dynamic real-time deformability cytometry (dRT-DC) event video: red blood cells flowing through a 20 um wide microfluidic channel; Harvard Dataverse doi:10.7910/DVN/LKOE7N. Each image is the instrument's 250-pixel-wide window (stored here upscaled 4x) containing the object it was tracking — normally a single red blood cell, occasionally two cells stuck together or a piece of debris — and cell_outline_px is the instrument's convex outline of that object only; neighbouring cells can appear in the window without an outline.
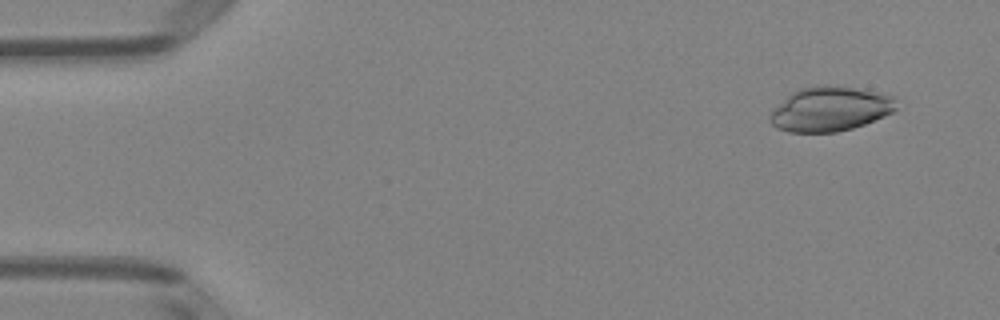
{"species": "Egyptian fruit bat (a non-hibernating species)", "species_latin": "Rousettus aegyptiacus", "temperature_condition": "room temperature", "stored_images_in_passage": 51, "camera_frame_rate_fps": 3000, "um_per_image_px": 0.085, "animal": {"sex": "female"}, "frame": {"image": 1, "passage_image": 4, "time_ms": 1.0, "image_size_px": [1000, 320], "cell_outline_px": [[896, 108], [892, 112], [884, 116], [864, 124], [852, 128], [836, 132], [788, 132], [776, 128], [768, 120], [768, 116], [772, 108], [792, 92], [800, 88], [828, 84], [856, 88], [896, 96]], "centroid_in_image_um": [70.52, 9.26], "position_along_channel_um": 14.5, "area_um2": 33.0}}
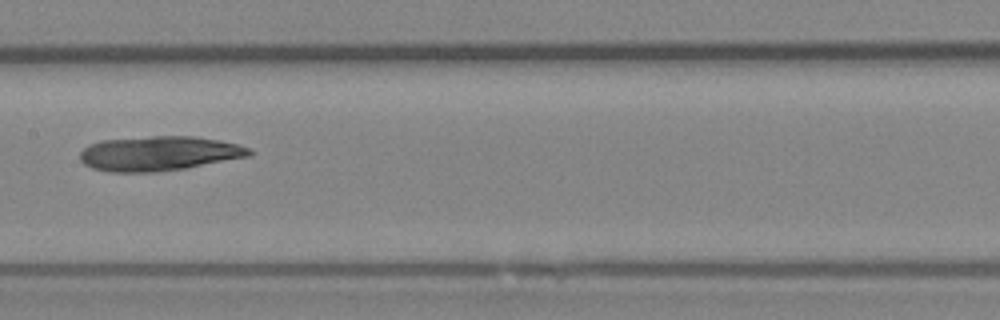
{"frame": {"image": 2, "passage_image": 26, "time_ms": 8.333, "image_size_px": [1000, 320], "cell_outline_px": [[252, 156], [184, 168], [156, 172], [108, 172], [92, 168], [84, 164], [80, 160], [80, 152], [88, 144], [100, 140], [152, 136], [196, 136], [220, 140], [236, 144], [248, 148], [252, 152]], "centroid_in_image_um": [13.48, 13.04], "position_along_channel_um": 193.9, "area_um2": 34.28}}
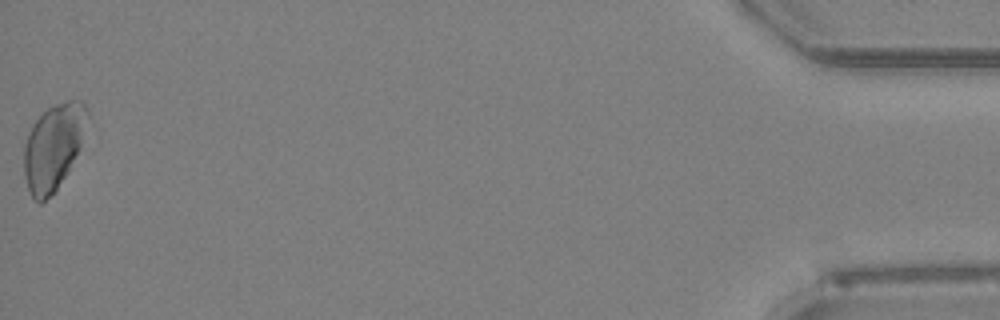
{"frame": {"image": 3, "passage_image": 51, "time_ms": 16.667, "image_size_px": [1000, 320], "cell_outline_px": [[88, 116], [80, 148], [68, 172], [56, 192], [40, 204], [32, 196], [28, 188], [24, 176], [24, 144], [28, 132], [32, 124], [48, 108], [56, 104], [68, 100], [80, 100], [88, 108]], "centroid_in_image_um": [4.53, 12.5], "position_along_channel_um": 430.7, "area_um2": 31.79}}